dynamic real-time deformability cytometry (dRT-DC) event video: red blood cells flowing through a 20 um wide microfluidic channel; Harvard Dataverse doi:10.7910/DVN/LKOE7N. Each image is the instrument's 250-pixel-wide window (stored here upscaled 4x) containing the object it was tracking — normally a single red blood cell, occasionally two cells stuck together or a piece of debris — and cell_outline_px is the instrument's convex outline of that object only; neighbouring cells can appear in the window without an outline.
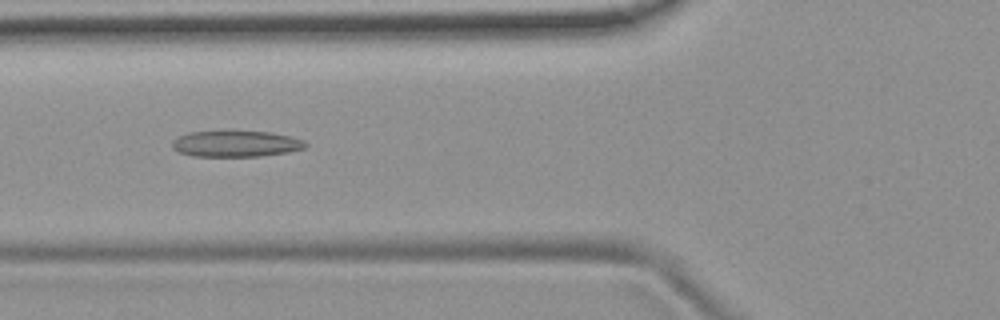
{"species": "common noctule bat (a hibernating species)", "species_latin": "Nyctalus noctula", "temperature_condition": "room temperature", "stored_images_in_passage": 53, "camera_frame_rate_fps": 3000, "um_per_image_px": 0.085, "animal": {"sex": "female", "body_mass_g": 19.9}, "frame": {"image": 1, "passage_image": 20, "time_ms": 6.333, "image_size_px": [1000, 320], "cell_outline_px": [[308, 144], [304, 148], [288, 152], [260, 156], [192, 156], [180, 152], [172, 148], [172, 140], [188, 132], [232, 128], [268, 132], [288, 136], [304, 140]], "centroid_in_image_um": [20.01, 12.17], "position_along_channel_um": 105.8, "area_um2": 21.1}}
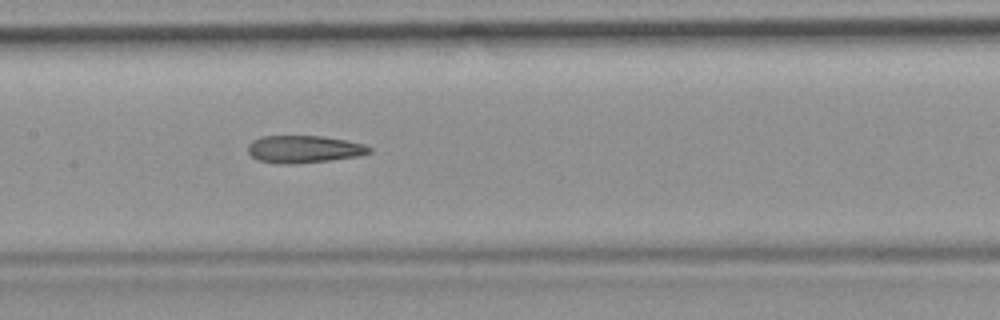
{"frame": {"image": 2, "passage_image": 26, "time_ms": 8.333, "image_size_px": [1000, 320], "cell_outline_px": [[372, 152], [360, 156], [296, 164], [276, 164], [256, 160], [248, 152], [248, 144], [252, 140], [260, 136], [324, 136], [364, 144], [372, 148]], "centroid_in_image_um": [25.81, 12.68], "position_along_channel_um": 181.6, "area_um2": 19.59}}
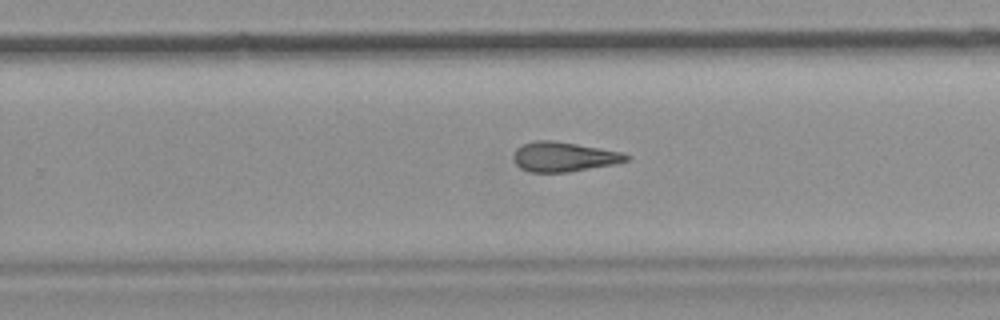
{"frame": {"image": 3, "passage_image": 34, "time_ms": 11.0, "image_size_px": [1000, 320], "cell_outline_px": [[628, 160], [616, 164], [568, 172], [528, 172], [520, 168], [512, 160], [512, 156], [516, 148], [524, 144], [536, 140], [552, 140], [624, 152], [628, 156]], "centroid_in_image_um": [47.89, 13.33], "position_along_channel_um": 281.9, "area_um2": 19.59}, "authors_computed_cell_mechanics": {"area_um2": 20.2878, "velocity_mm_per_s": 3.7779, "shape_relaxation_time_tau1_ms": null, "shape_relaxation_time_tau2_ms": 4.6326, "deformation_change_tau1": null, "deformation_change_tau2": 0.147}}